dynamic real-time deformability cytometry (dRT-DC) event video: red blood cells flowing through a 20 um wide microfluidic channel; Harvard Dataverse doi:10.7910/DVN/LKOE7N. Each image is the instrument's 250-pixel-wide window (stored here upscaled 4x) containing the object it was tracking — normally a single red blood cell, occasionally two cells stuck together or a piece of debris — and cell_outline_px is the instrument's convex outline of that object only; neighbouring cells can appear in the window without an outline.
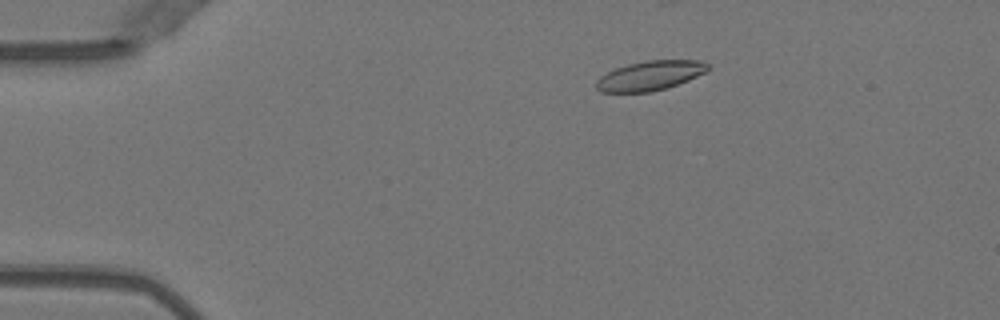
{"species": "Egyptian fruit bat (a non-hibernating species)", "species_latin": "Rousettus aegyptiacus", "temperature_condition": "warm", "stored_images_in_passage": 43, "camera_frame_rate_fps": 3000, "um_per_image_px": 0.085, "animal": {"sex": "female"}, "frame": {"image": 1, "passage_image": 10, "time_ms": 3.0, "image_size_px": [1000, 320], "cell_outline_px": [[708, 68], [704, 72], [688, 80], [664, 88], [648, 92], [600, 92], [596, 88], [596, 80], [600, 76], [616, 68], [628, 64], [648, 60], [700, 60], [708, 64]], "centroid_in_image_um": [55.21, 6.42], "position_along_channel_um": 29.8, "area_um2": 18.9}}
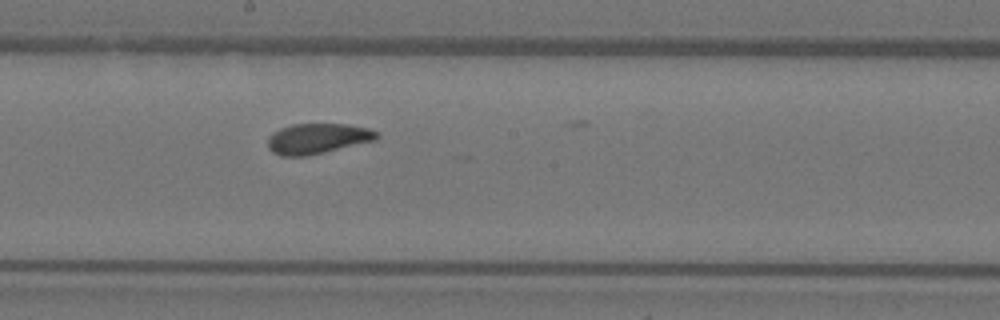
{"frame": {"image": 2, "passage_image": 29, "time_ms": 9.333, "image_size_px": [1000, 320], "cell_outline_px": [[380, 136], [376, 140], [308, 156], [280, 156], [272, 152], [268, 148], [268, 136], [272, 132], [280, 128], [292, 124], [348, 124], [368, 128], [376, 132]], "centroid_in_image_um": [26.96, 11.78], "position_along_channel_um": 221.2, "area_um2": 19.42}}
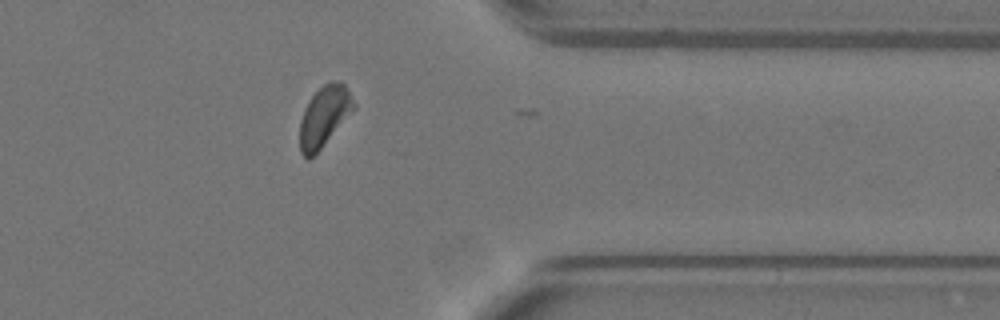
{"frame": {"image": 3, "passage_image": 42, "time_ms": 13.667, "image_size_px": [1000, 320], "cell_outline_px": [[356, 108], [320, 148], [308, 160], [300, 152], [300, 120], [304, 108], [308, 100], [324, 84], [332, 80], [340, 80], [344, 84], [356, 104]], "centroid_in_image_um": [27.56, 9.85], "position_along_channel_um": 383.8, "area_um2": 18.84}, "authors_computed_cell_mechanics": {"area_um2": 19.5942, "velocity_mm_per_s": 3.9992, "shape_relaxation_time_tau1_ms": 3.306, "shape_relaxation_time_tau2_ms": 1.5544, "deformation_change_tau1": 0.129, "deformation_change_tau2": 0.0629}}